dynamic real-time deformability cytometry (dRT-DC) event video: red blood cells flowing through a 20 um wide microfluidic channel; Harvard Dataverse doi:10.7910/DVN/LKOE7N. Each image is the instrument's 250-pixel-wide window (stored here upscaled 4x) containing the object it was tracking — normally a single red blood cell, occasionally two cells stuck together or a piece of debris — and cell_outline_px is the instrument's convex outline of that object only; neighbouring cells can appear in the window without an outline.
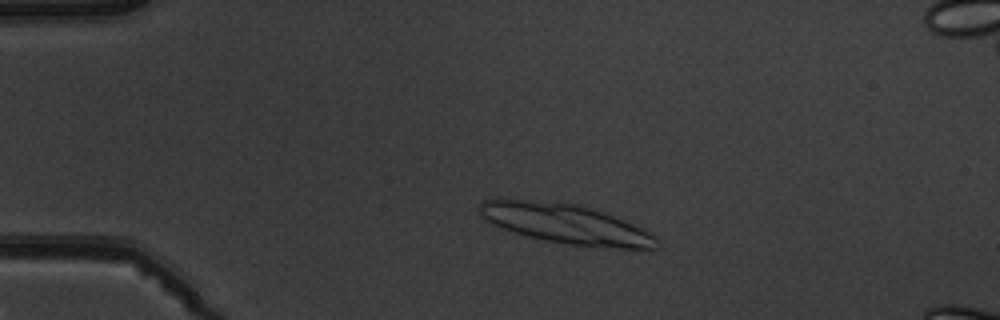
{"species": "common noctule bat (a hibernating species)", "species_latin": "Nyctalus noctula", "temperature_condition": "warm", "stored_images_in_passage": 5, "segment_of_instrument_passage": [1, 2], "camera_frame_rate_fps": 3000, "um_per_image_px": 0.085, "animal": {"sex": "male", "body_mass_g": 19.5, "forearm_length_mm": 54.6}, "frame": {"image": 1, "passage_image": 2, "time_ms": 2.0, "image_size_px": [1000, 320], "cell_outline_px": [[656, 248], [620, 248], [572, 244], [548, 240], [528, 236], [504, 228], [480, 216], [480, 204], [484, 200], [524, 200], [580, 204], [604, 212], [652, 232], [656, 236]], "centroid_in_image_um": [48.15, 19.02], "position_along_channel_um": 36.9, "area_um2": 39.71}}